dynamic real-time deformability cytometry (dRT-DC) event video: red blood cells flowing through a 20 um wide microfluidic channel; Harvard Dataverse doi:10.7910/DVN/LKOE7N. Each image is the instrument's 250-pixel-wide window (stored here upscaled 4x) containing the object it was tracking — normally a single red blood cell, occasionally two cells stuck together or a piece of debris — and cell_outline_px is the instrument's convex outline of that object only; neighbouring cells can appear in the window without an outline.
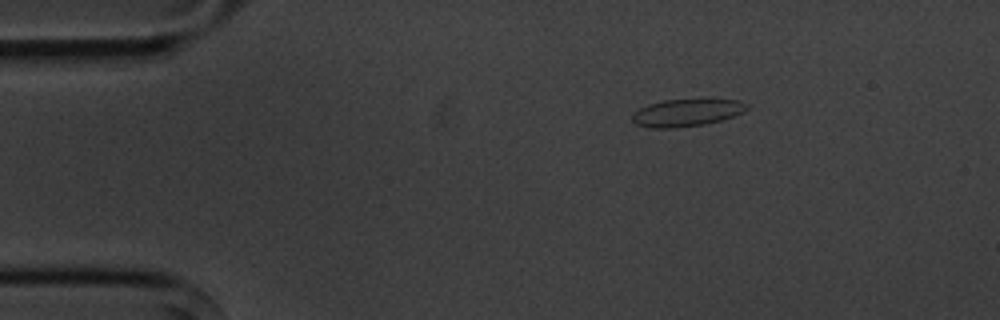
{"species": "common noctule bat (a hibernating species)", "species_latin": "Nyctalus noctula", "temperature_condition": "cold", "stored_images_in_passage": 3, "camera_frame_rate_fps": 3000, "um_per_image_px": 0.085, "animal": {"sex": "male", "body_mass_g": 20.1, "forearm_length_mm": 53.5}, "frame": {"image": 1, "passage_image": 1, "time_ms": 0.0, "image_size_px": [1000, 320], "cell_outline_px": [[748, 108], [744, 112], [720, 120], [704, 124], [676, 128], [652, 128], [636, 124], [632, 120], [632, 116], [640, 108], [648, 104], [664, 100], [700, 96], [708, 96], [736, 100], [748, 104]], "centroid_in_image_um": [58.43, 9.51], "position_along_channel_um": 26.6, "area_um2": 19.07}}
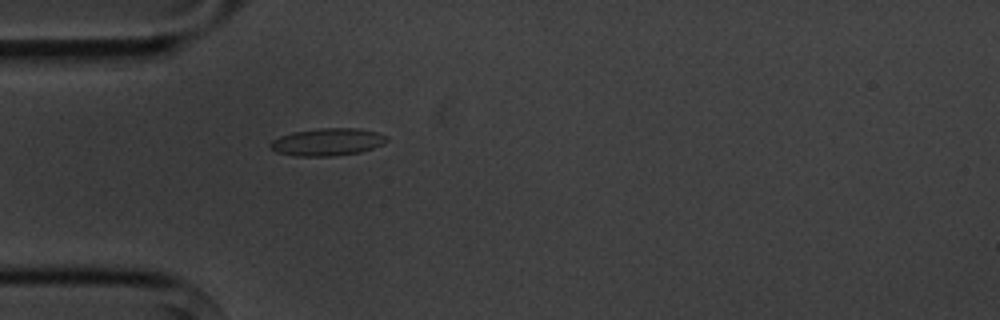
{"frame": {"image": 2, "passage_image": 3, "time_ms": 2.333, "image_size_px": [1000, 320], "cell_outline_px": [[388, 140], [384, 144], [360, 152], [332, 156], [296, 156], [276, 152], [268, 144], [272, 140], [280, 136], [292, 132], [320, 128], [360, 128], [376, 132], [388, 136]], "centroid_in_image_um": [27.84, 12.06], "position_along_channel_um": 57.2, "area_um2": 18.67}}